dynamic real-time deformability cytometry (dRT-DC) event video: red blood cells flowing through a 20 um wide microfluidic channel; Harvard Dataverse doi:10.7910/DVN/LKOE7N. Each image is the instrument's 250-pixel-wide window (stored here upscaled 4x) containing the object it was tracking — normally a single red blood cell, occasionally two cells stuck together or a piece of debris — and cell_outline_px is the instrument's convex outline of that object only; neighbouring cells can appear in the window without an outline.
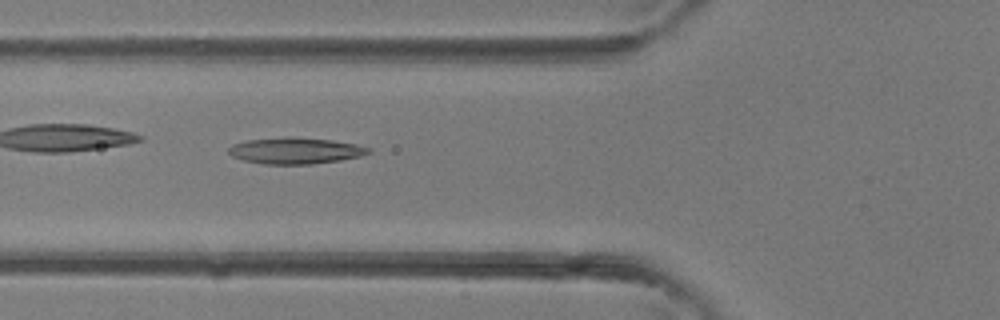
{"species": "common noctule bat (a hibernating species)", "species_latin": "Nyctalus noctula", "temperature_condition": "room temperature", "stored_images_in_passage": 6, "camera_frame_rate_fps": 3000, "um_per_image_px": 0.085, "animal": {"sex": "female"}, "frame": {"image": 1, "passage_image": 5, "time_ms": 1.333, "image_size_px": [1000, 320], "cell_outline_px": [[372, 152], [360, 156], [340, 160], [312, 164], [264, 164], [244, 160], [232, 156], [228, 152], [228, 148], [232, 144], [248, 140], [288, 136], [296, 136], [332, 140], [356, 144], [372, 148]], "centroid_in_image_um": [25.13, 12.8], "position_along_channel_um": 100.7, "area_um2": 21.62}}
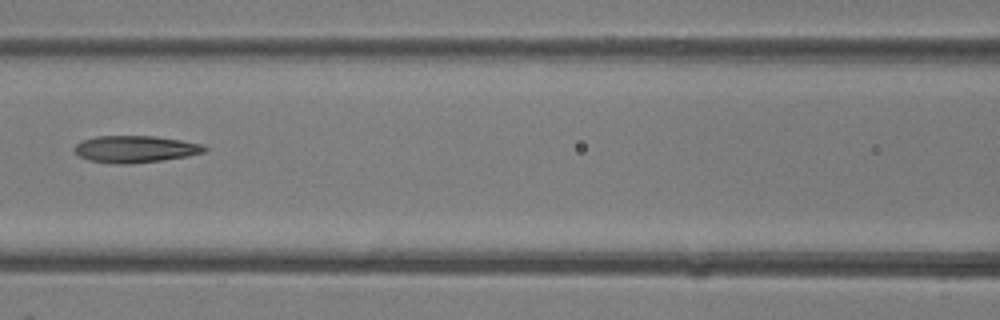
{"frame": {"image": 2, "passage_image": 6, "time_ms": 1.667, "image_size_px": [1000, 320], "cell_outline_px": [[208, 148], [204, 152], [188, 156], [132, 164], [116, 164], [88, 160], [80, 156], [72, 148], [80, 140], [96, 136], [156, 136], [204, 144]], "centroid_in_image_um": [11.48, 12.67], "position_along_channel_um": 155.1, "area_um2": 20.52}}